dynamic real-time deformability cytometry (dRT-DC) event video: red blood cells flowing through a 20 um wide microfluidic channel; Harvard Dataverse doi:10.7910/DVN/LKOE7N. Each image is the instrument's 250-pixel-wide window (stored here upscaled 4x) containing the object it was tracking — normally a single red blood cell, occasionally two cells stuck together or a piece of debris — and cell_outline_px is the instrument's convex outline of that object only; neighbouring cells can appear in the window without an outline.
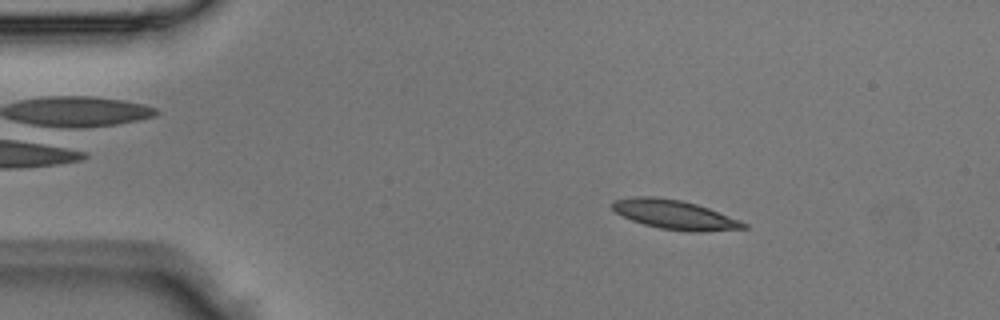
{"species": "Egyptian fruit bat (a non-hibernating species)", "species_latin": "Rousettus aegyptiacus", "temperature_condition": "room temperature", "stored_images_in_passage": 3, "camera_frame_rate_fps": 3000, "um_per_image_px": 0.085, "animal": {"sex": "male"}, "frame": {"image": 1, "passage_image": 1, "time_ms": 0.0, "image_size_px": [1000, 320], "cell_outline_px": [[748, 228], [700, 232], [688, 232], [660, 228], [644, 224], [632, 220], [616, 212], [612, 208], [612, 204], [616, 200], [636, 196], [652, 196], [680, 200], [696, 204], [708, 208], [740, 220], [748, 224]], "centroid_in_image_um": [57.38, 18.25], "position_along_channel_um": 27.6, "area_um2": 22.14}}
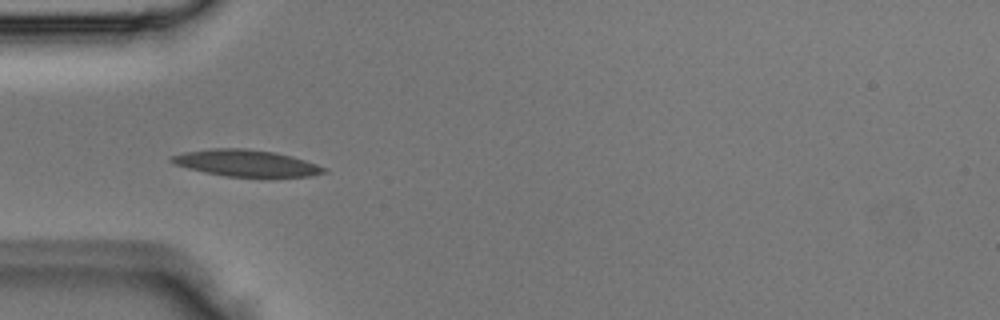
{"frame": {"image": 2, "passage_image": 3, "time_ms": 0.667, "image_size_px": [1000, 320], "cell_outline_px": [[328, 172], [312, 176], [272, 180], [224, 176], [204, 172], [188, 168], [176, 164], [168, 160], [172, 156], [184, 152], [212, 148], [244, 148], [272, 152], [292, 156], [328, 168]], "centroid_in_image_um": [21.03, 13.92], "position_along_channel_um": 64.0, "area_um2": 24.62}}